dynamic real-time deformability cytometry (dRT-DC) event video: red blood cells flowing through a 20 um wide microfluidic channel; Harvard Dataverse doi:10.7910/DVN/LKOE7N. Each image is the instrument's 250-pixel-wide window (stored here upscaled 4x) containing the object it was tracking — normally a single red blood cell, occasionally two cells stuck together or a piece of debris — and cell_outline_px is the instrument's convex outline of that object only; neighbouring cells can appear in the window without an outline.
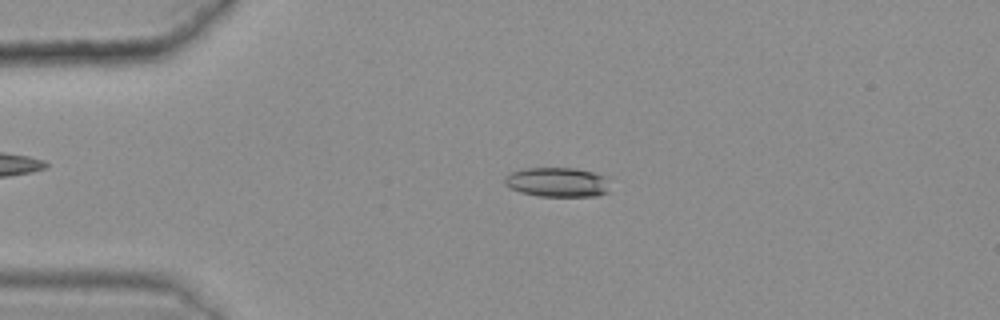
{"species": "common noctule bat (a hibernating species)", "species_latin": "Nyctalus noctula", "temperature_condition": "warm", "stored_images_in_passage": 49, "camera_frame_rate_fps": 3000, "um_per_image_px": 0.085, "animal": {"sex": "female", "body_mass_g": 25.1}, "frame": {"image": 1, "passage_image": 13, "time_ms": 4.0, "image_size_px": [1000, 320], "cell_outline_px": [[608, 192], [596, 196], [540, 196], [520, 192], [504, 184], [504, 176], [512, 172], [524, 168], [576, 168], [608, 176]], "centroid_in_image_um": [47.39, 15.48], "position_along_channel_um": 37.6, "area_um2": 18.21}}
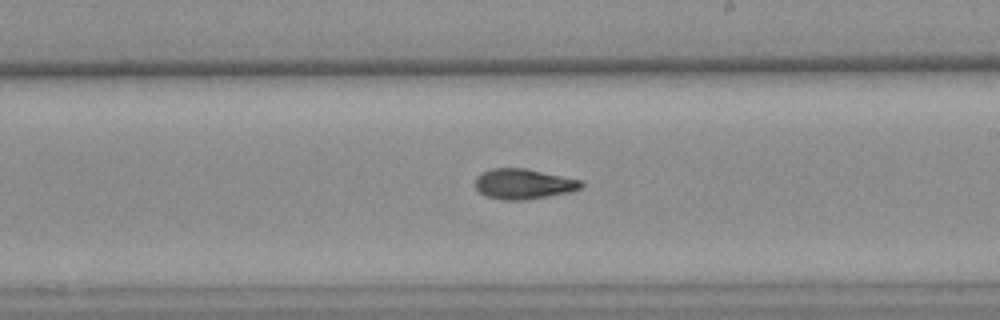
{"frame": {"image": 2, "passage_image": 33, "time_ms": 10.667, "image_size_px": [1000, 320], "cell_outline_px": [[584, 188], [572, 192], [524, 200], [504, 200], [488, 196], [480, 192], [476, 188], [476, 176], [480, 172], [492, 168], [524, 168], [584, 180]], "centroid_in_image_um": [44.56, 15.63], "position_along_channel_um": 244.4, "area_um2": 18.9}}
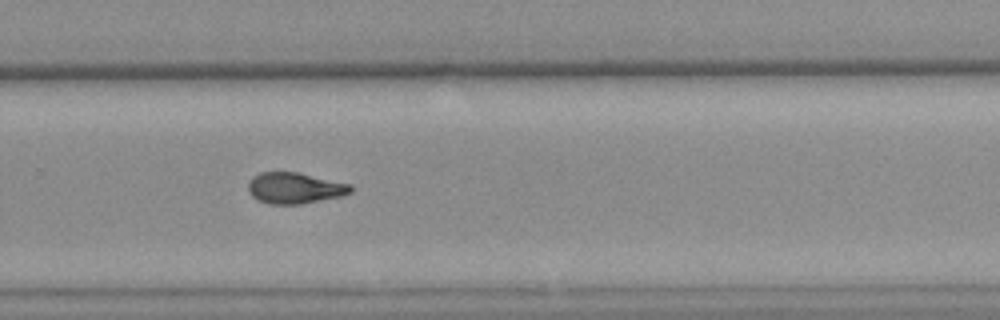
{"frame": {"image": 3, "passage_image": 38, "time_ms": 12.333, "image_size_px": [1000, 320], "cell_outline_px": [[352, 192], [340, 196], [300, 204], [268, 204], [256, 200], [248, 192], [248, 184], [252, 176], [260, 172], [296, 172], [352, 184]], "centroid_in_image_um": [25.02, 15.98], "position_along_channel_um": 304.8, "area_um2": 18.61}, "authors_computed_cell_mechanics": {"area_um2": 18.785, "velocity_mm_per_s": 3.6252, "shape_relaxation_time_tau1_ms": 7.9951, "shape_relaxation_time_tau2_ms": 3.8064, "deformation_change_tau1": 0.207, "deformation_change_tau2": 0.1104}}